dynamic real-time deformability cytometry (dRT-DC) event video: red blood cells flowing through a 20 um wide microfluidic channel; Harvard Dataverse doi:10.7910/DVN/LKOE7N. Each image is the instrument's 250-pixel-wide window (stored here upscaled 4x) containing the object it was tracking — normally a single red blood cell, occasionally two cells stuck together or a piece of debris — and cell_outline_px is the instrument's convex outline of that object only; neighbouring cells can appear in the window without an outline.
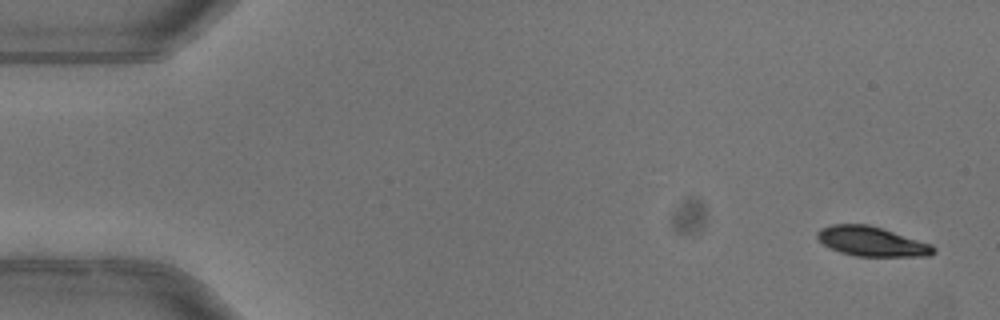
{"species": "common noctule bat (a hibernating species)", "species_latin": "Nyctalus noctula", "temperature_condition": "warm", "stored_images_in_passage": 6, "camera_frame_rate_fps": 3000, "um_per_image_px": 0.085, "animal": {"sex": "female"}, "frame": {"image": 1, "passage_image": 1, "time_ms": 0.0, "image_size_px": [1000, 320], "cell_outline_px": [[936, 252], [928, 256], [856, 256], [840, 252], [824, 244], [816, 236], [816, 232], [820, 228], [832, 224], [868, 224], [932, 244], [936, 248]], "centroid_in_image_um": [74.1, 20.52], "position_along_channel_um": 10.9, "area_um2": 19.94}}
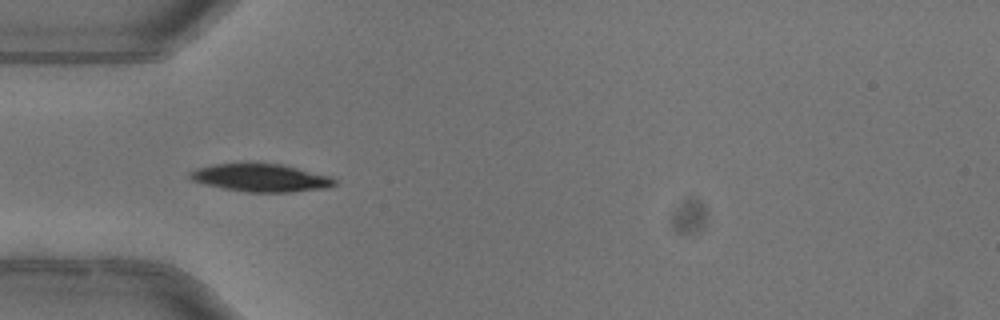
{"frame": {"image": 2, "passage_image": 4, "time_ms": 1.0, "image_size_px": [1000, 320], "cell_outline_px": [[336, 184], [328, 188], [292, 192], [248, 192], [224, 188], [204, 184], [192, 180], [188, 176], [188, 172], [196, 168], [212, 164], [280, 164], [332, 176], [336, 180]], "centroid_in_image_um": [22.18, 15.12], "position_along_channel_um": 62.8, "area_um2": 23.35}}